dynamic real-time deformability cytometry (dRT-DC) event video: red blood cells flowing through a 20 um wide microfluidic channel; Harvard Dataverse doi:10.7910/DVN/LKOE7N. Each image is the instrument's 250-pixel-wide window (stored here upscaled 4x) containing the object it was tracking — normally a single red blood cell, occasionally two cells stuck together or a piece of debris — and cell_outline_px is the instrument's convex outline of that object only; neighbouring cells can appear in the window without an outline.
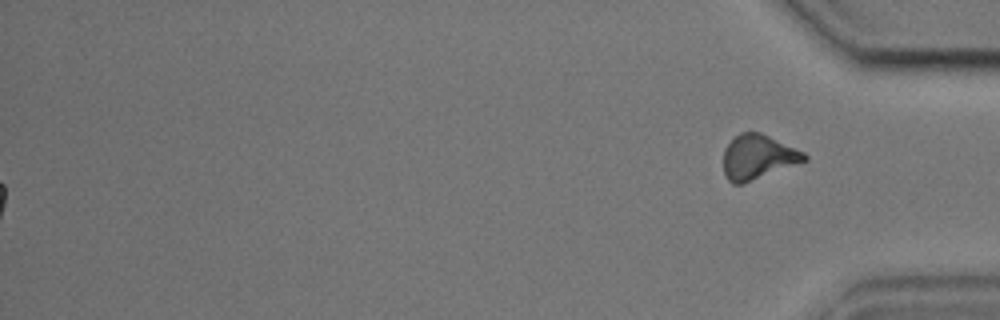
{"species": "common noctule bat (a hibernating species)", "species_latin": "Nyctalus noctula", "temperature_condition": "cold", "stored_images_in_passage": 49, "segment_of_instrument_passage": [2, 2], "camera_frame_rate_fps": 3000, "um_per_image_px": 0.085, "animal": {"sex": "male", "body_mass_g": 17.9, "forearm_length_mm": 54.2}, "frame": {"image": 1, "passage_image": 49, "time_ms": 16.0, "image_size_px": [1000, 320], "cell_outline_px": [[808, 160], [744, 184], [732, 184], [728, 180], [724, 172], [724, 148], [740, 132], [760, 132], [804, 152], [808, 156]], "centroid_in_image_um": [64.43, 13.36], "position_along_channel_um": 370.8, "area_um2": 20.98}}